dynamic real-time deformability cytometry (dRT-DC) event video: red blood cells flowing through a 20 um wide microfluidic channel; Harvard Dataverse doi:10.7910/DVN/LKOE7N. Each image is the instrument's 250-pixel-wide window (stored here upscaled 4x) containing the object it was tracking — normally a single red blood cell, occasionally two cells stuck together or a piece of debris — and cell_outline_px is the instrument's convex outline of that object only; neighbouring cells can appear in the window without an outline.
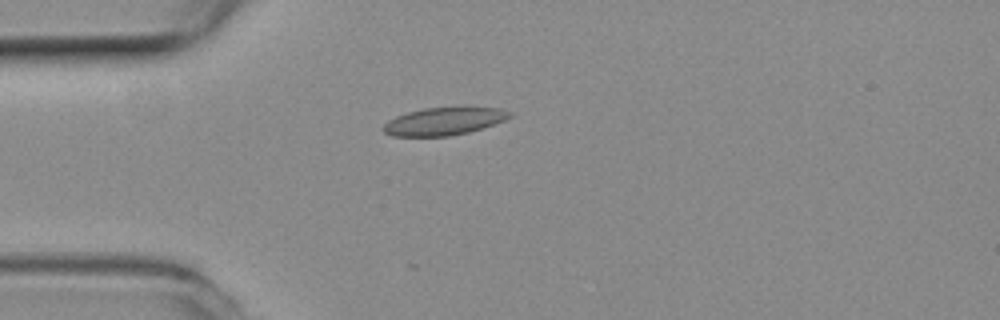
{"species": "common noctule bat (a hibernating species)", "species_latin": "Nyctalus noctula", "temperature_condition": "room temperature", "stored_images_in_passage": 14, "camera_frame_rate_fps": 3000, "um_per_image_px": 0.085, "animal": {"sex": "female", "body_mass_g": 19.3, "forearm_length_mm": 54.1}, "frame": {"image": 1, "passage_image": 1, "time_ms": 0.0, "image_size_px": [1000, 320], "cell_outline_px": [[512, 116], [504, 120], [468, 132], [448, 136], [392, 136], [384, 132], [380, 128], [388, 120], [396, 116], [408, 112], [424, 108], [500, 108], [512, 112]], "centroid_in_image_um": [37.68, 10.32], "position_along_channel_um": 47.3, "area_um2": 20.06}}
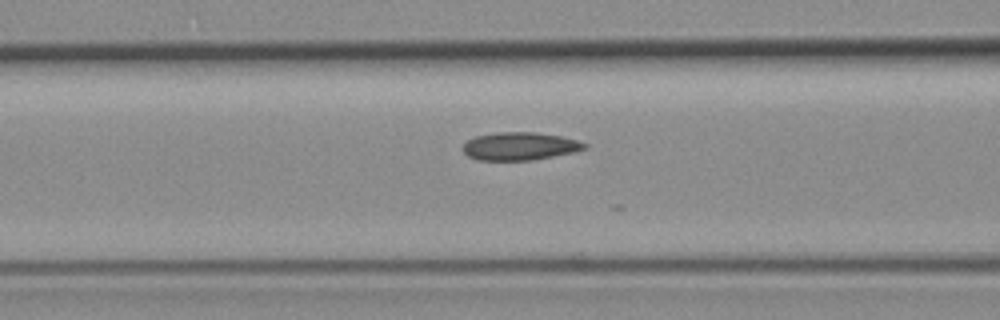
{"frame": {"image": 2, "passage_image": 8, "time_ms": 2.333, "image_size_px": [1000, 320], "cell_outline_px": [[588, 148], [572, 152], [532, 160], [476, 160], [468, 156], [460, 148], [468, 140], [476, 136], [496, 132], [536, 132], [560, 136], [576, 140], [588, 144]], "centroid_in_image_um": [44.15, 12.42], "position_along_channel_um": 122.4, "area_um2": 19.77}}
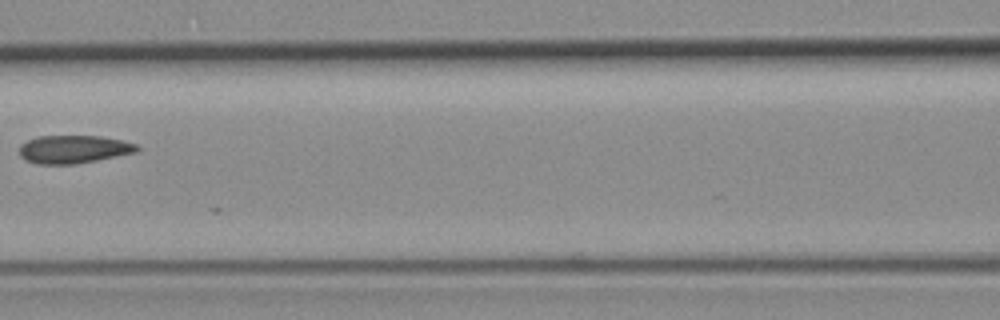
{"frame": {"image": 3, "passage_image": 11, "time_ms": 3.333, "image_size_px": [1000, 320], "cell_outline_px": [[140, 148], [136, 152], [76, 164], [36, 164], [24, 160], [20, 156], [20, 144], [36, 136], [100, 136], [124, 140], [136, 144]], "centroid_in_image_um": [6.23, 12.68], "position_along_channel_um": 160.4, "area_um2": 19.31}}